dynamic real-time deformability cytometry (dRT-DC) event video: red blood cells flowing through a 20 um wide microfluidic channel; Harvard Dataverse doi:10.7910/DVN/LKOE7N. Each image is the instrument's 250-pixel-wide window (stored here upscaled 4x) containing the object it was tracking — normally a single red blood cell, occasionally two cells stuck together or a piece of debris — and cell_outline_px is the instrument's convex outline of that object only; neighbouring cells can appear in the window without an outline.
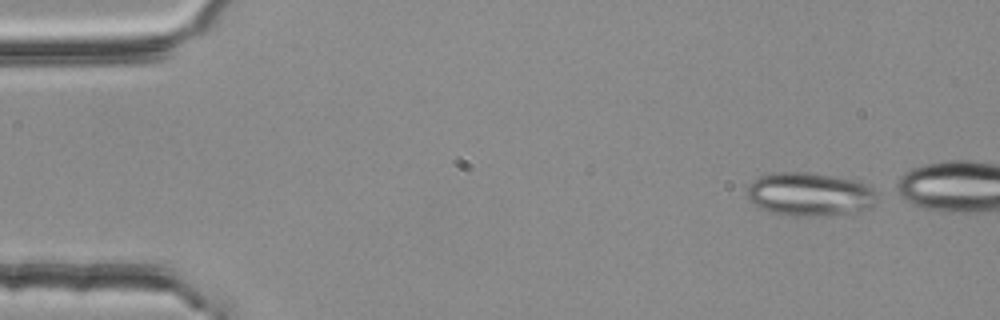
{"species": "common noctule bat (a hibernating species)", "species_latin": "Nyctalus noctula", "temperature_condition": "room temperature", "stored_images_in_passage": 10, "camera_frame_rate_fps": 3000, "um_per_image_px": 0.085, "animal": {"sex": "female", "body_mass_g": 25.1}, "frame": {"image": 1, "passage_image": 1, "time_ms": 0.0, "image_size_px": [1000, 320], "cell_outline_px": [[876, 204], [872, 208], [848, 212], [812, 216], [780, 216], [756, 208], [748, 200], [748, 184], [752, 180], [760, 176], [772, 172], [812, 172], [856, 180], [872, 188], [876, 192]], "centroid_in_image_um": [68.76, 16.51], "position_along_channel_um": 16.2, "area_um2": 33.47}}